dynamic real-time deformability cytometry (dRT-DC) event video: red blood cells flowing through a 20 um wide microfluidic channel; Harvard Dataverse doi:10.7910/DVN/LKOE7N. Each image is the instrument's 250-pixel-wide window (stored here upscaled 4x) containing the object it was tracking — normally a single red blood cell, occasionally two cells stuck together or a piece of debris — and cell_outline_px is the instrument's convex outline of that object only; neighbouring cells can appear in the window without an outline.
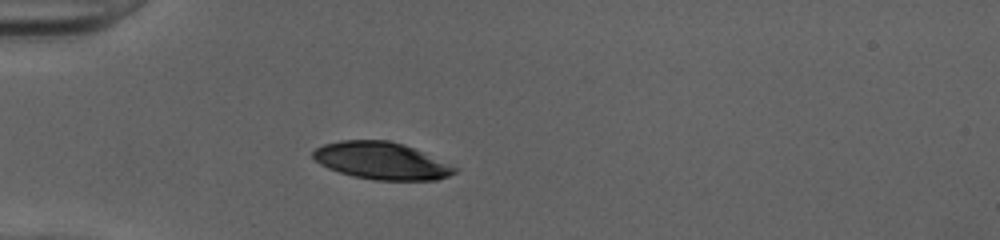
{"species": "human", "species_latin": "Homo sapiens", "temperature_condition": "cold", "stored_images_in_passage": 36, "camera_frame_rate_fps": 3000, "um_per_image_px": 0.085, "donor": {"sex": "female"}, "frame": {"image": 1, "passage_image": 1, "time_ms": 0.0, "image_size_px": [1000, 240], "cell_outline_px": [[460, 168], [456, 172], [448, 176], [436, 180], [376, 180], [352, 176], [328, 168], [320, 164], [312, 156], [312, 152], [316, 148], [324, 144], [340, 140], [388, 140], [404, 144]], "centroid_in_image_um": [32.43, 13.66], "position_along_channel_um": 52.6, "area_um2": 30.69}}
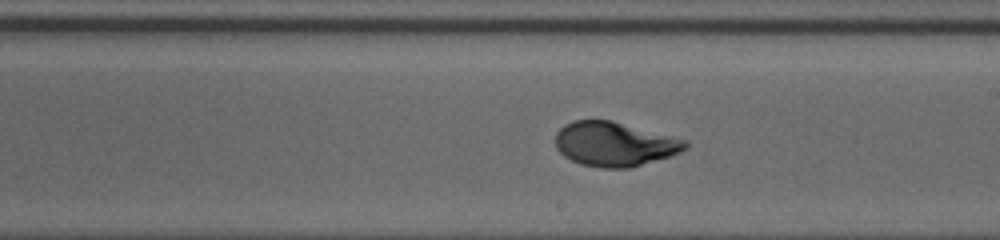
{"frame": {"image": 2, "passage_image": 16, "time_ms": 5.0, "image_size_px": [1000, 240], "cell_outline_px": [[688, 148], [680, 152], [668, 156], [628, 168], [600, 168], [580, 164], [564, 156], [556, 148], [556, 132], [564, 124], [572, 120], [612, 120], [688, 140]], "centroid_in_image_um": [52.22, 12.23], "position_along_channel_um": 236.8, "area_um2": 33.58}}
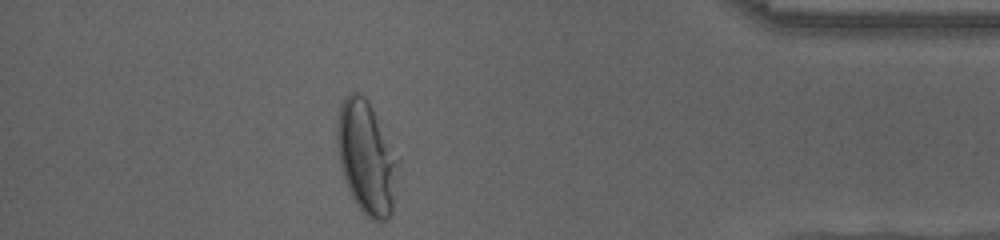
{"frame": {"image": 3, "passage_image": 31, "time_ms": 10.0, "image_size_px": [1000, 240], "cell_outline_px": [[392, 212], [388, 220], [372, 220], [364, 216], [356, 204], [348, 188], [340, 164], [336, 144], [336, 124], [340, 104], [344, 96], [352, 92], [360, 92], [368, 100], [376, 116], [392, 160]], "centroid_in_image_um": [30.99, 13.36], "position_along_channel_um": 404.2, "area_um2": 37.69}, "authors_computed_cell_mechanics": {"area_um2": 33.8997, "velocity_mm_per_s": 4.0271, "shape_relaxation_time_tau1_ms": 4.0289, "shape_relaxation_time_tau2_ms": 0.6635, "deformation_change_tau1": 0.1877, "deformation_change_tau2": 0.0468}}